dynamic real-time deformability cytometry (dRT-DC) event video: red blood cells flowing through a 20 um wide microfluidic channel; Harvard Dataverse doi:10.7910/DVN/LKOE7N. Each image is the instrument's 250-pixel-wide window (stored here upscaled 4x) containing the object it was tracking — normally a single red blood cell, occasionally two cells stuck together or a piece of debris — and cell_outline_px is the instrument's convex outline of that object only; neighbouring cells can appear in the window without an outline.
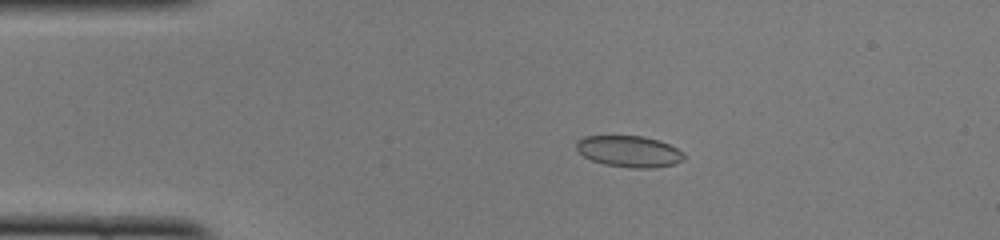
{"species": "common noctule bat (a hibernating species)", "species_latin": "Nyctalus noctula", "temperature_condition": "cold", "stored_images_in_passage": 47, "camera_frame_rate_fps": 3000, "um_per_image_px": 0.085, "animal": {"sex": "female", "body_mass_g": 22.0, "forearm_length_mm": 56.7}, "frame": {"image": 1, "passage_image": 7, "time_ms": 2.0, "image_size_px": [1000, 240], "cell_outline_px": [[684, 156], [680, 160], [672, 164], [652, 168], [632, 168], [604, 164], [592, 160], [584, 156], [576, 148], [576, 140], [584, 136], [644, 136], [660, 140], [684, 152]], "centroid_in_image_um": [53.45, 12.85], "position_along_channel_um": 31.6, "area_um2": 19.54}}
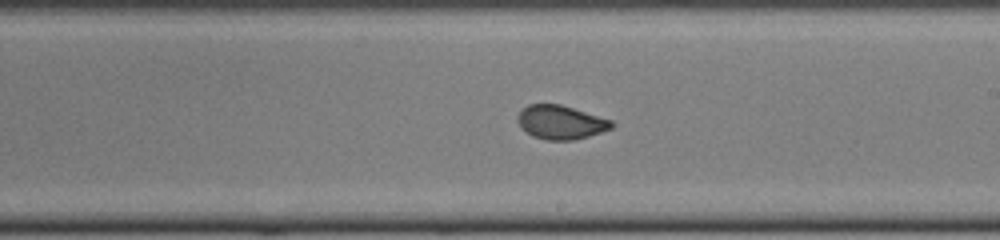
{"frame": {"image": 2, "passage_image": 26, "time_ms": 8.333, "image_size_px": [1000, 240], "cell_outline_px": [[616, 124], [612, 128], [588, 136], [572, 140], [544, 140], [532, 136], [520, 128], [516, 120], [516, 116], [528, 104], [560, 104], [612, 120]], "centroid_in_image_um": [47.63, 10.4], "position_along_channel_um": 241.4, "area_um2": 18.61}}
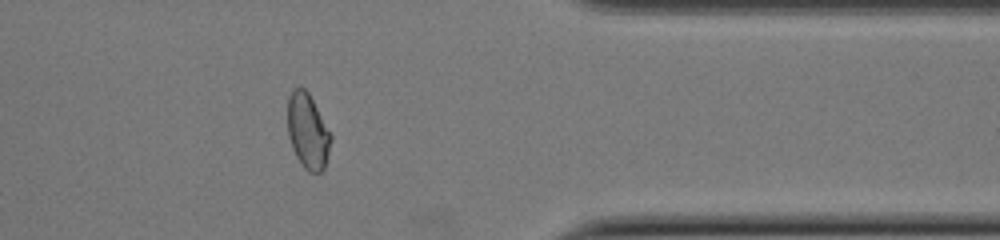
{"frame": {"image": 3, "passage_image": 38, "time_ms": 12.333, "image_size_px": [1000, 240], "cell_outline_px": [[332, 140], [324, 168], [320, 172], [308, 172], [304, 168], [296, 156], [292, 148], [288, 136], [288, 96], [292, 88], [304, 88], [308, 92], [332, 136]], "centroid_in_image_um": [26.15, 11.16], "position_along_channel_um": 385.3, "area_um2": 18.84}, "authors_computed_cell_mechanics": {"area_um2": 19.1896, "velocity_mm_per_s": 3.9869, "shape_relaxation_time_tau1_ms": 7.139, "shape_relaxation_time_tau2_ms": null, "deformation_change_tau1": 0.1913, "deformation_change_tau2": null}}